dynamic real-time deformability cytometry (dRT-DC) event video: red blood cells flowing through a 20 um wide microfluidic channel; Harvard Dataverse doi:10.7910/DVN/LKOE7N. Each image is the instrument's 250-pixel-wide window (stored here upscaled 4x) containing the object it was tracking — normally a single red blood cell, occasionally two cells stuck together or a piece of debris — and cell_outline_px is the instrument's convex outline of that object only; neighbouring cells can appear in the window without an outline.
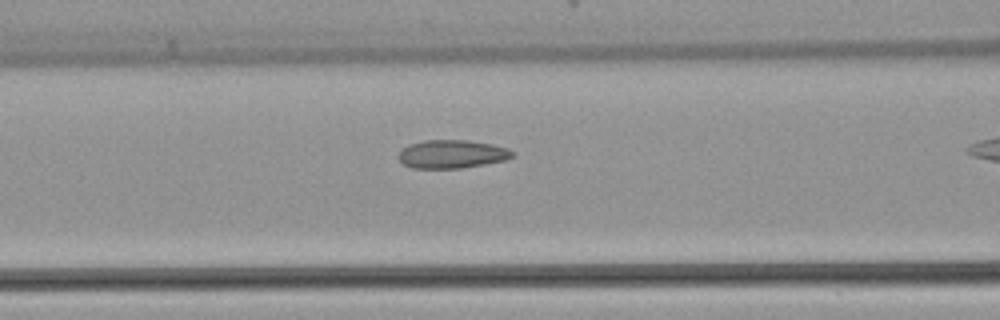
{"species": "common noctule bat (a hibernating species)", "species_latin": "Nyctalus noctula", "temperature_condition": "warm", "stored_images_in_passage": 15, "camera_frame_rate_fps": 3000, "um_per_image_px": 0.085, "animal": {"sex": "female", "body_mass_g": 22.7, "forearm_length_mm": 54.2}, "frame": {"image": 1, "passage_image": 11, "time_ms": 3.333, "image_size_px": [1000, 320], "cell_outline_px": [[516, 152], [508, 160], [460, 168], [412, 168], [404, 164], [396, 156], [408, 144], [424, 140], [468, 140], [492, 144], [508, 148]], "centroid_in_image_um": [38.43, 13.09], "position_along_channel_um": 128.2, "area_um2": 18.9}}